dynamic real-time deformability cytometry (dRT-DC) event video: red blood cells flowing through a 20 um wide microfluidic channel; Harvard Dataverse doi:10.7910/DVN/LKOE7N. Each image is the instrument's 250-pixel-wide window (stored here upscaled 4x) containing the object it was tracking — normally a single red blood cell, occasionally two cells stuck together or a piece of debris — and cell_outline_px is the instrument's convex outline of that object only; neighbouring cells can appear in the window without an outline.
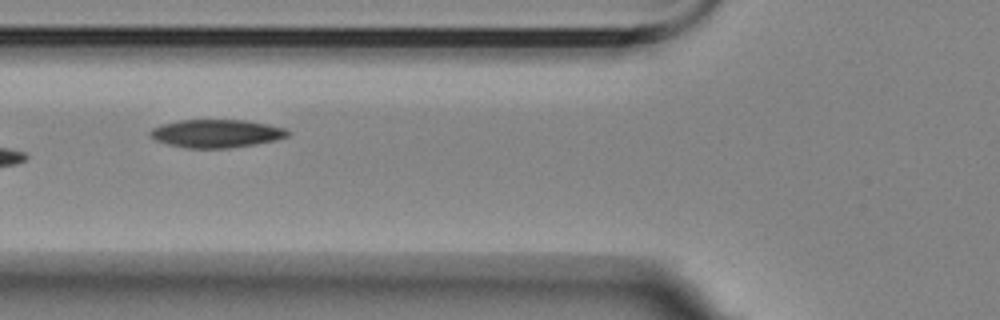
{"species": "Egyptian fruit bat (a non-hibernating species)", "species_latin": "Rousettus aegyptiacus", "temperature_condition": "room temperature", "stored_images_in_passage": 9, "camera_frame_rate_fps": 3000, "um_per_image_px": 0.085, "animal": {"sex": "female"}, "frame": {"image": 1, "passage_image": 6, "time_ms": 6.667, "image_size_px": [1000, 320], "cell_outline_px": [[292, 132], [288, 136], [276, 140], [228, 148], [184, 148], [168, 144], [156, 140], [148, 136], [148, 132], [152, 128], [160, 124], [180, 120], [248, 120], [268, 124], [284, 128]], "centroid_in_image_um": [18.36, 11.34], "position_along_channel_um": 107.4, "area_um2": 22.66}}
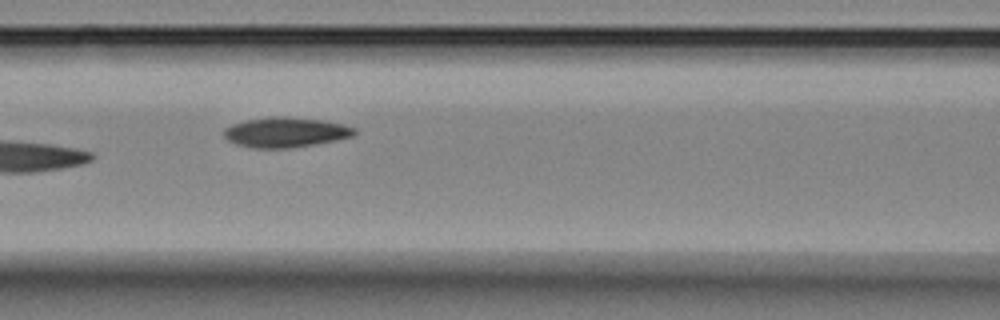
{"frame": {"image": 2, "passage_image": 7, "time_ms": 7.667, "image_size_px": [1000, 320], "cell_outline_px": [[356, 132], [352, 136], [336, 140], [316, 144], [288, 148], [256, 148], [236, 144], [228, 140], [224, 136], [224, 128], [232, 124], [244, 120], [268, 116], [284, 116], [324, 120], [344, 124], [356, 128]], "centroid_in_image_um": [24.27, 11.23], "position_along_channel_um": 142.3, "area_um2": 23.0}}
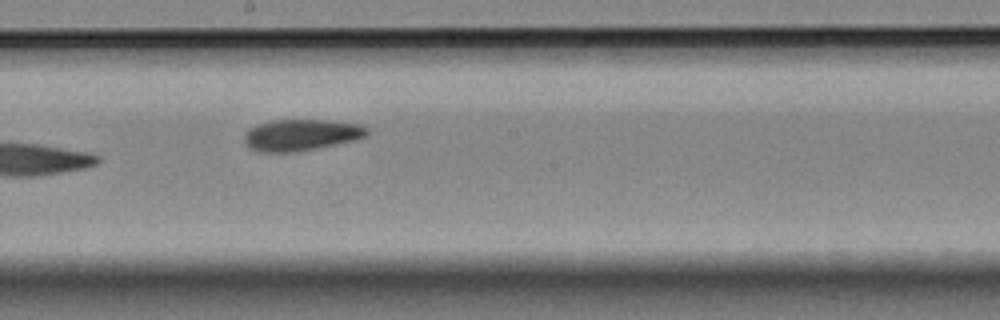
{"frame": {"image": 3, "passage_image": 9, "time_ms": 10.0, "image_size_px": [1000, 320], "cell_outline_px": [[372, 132], [368, 136], [356, 140], [296, 152], [260, 152], [248, 148], [244, 144], [244, 132], [248, 128], [256, 124], [272, 120], [332, 120], [360, 124], [368, 128]], "centroid_in_image_um": [25.6, 11.46], "position_along_channel_um": 222.6, "area_um2": 23.0}}